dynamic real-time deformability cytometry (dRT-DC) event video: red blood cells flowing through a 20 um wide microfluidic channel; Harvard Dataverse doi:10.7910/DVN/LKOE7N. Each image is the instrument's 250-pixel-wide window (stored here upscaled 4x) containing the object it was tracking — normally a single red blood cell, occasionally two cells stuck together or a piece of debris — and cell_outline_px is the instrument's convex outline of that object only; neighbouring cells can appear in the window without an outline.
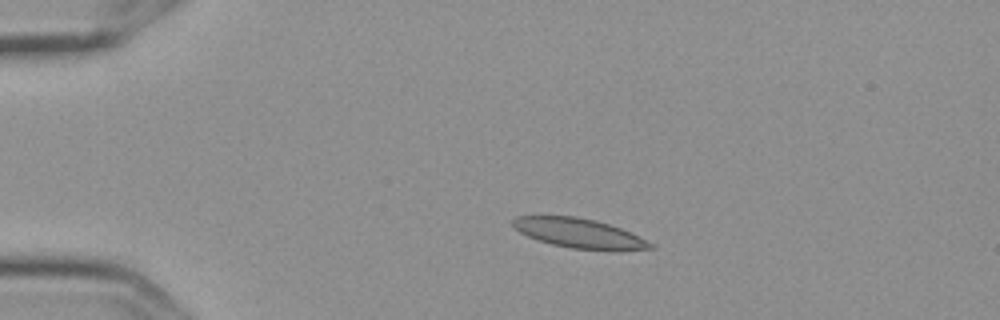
{"species": "Egyptian fruit bat (a non-hibernating species)", "species_latin": "Rousettus aegyptiacus", "temperature_condition": "cold", "stored_images_in_passage": 5, "camera_frame_rate_fps": 3000, "um_per_image_px": 0.085, "frame": {"image": 1, "passage_image": 3, "time_ms": 0.667, "image_size_px": [1000, 320], "cell_outline_px": [[656, 248], [620, 252], [612, 252], [572, 248], [552, 244], [528, 236], [520, 232], [512, 224], [512, 220], [516, 216], [576, 216], [596, 220], [620, 228], [656, 244]], "centroid_in_image_um": [49.33, 19.86], "position_along_channel_um": 35.7, "area_um2": 24.04}}
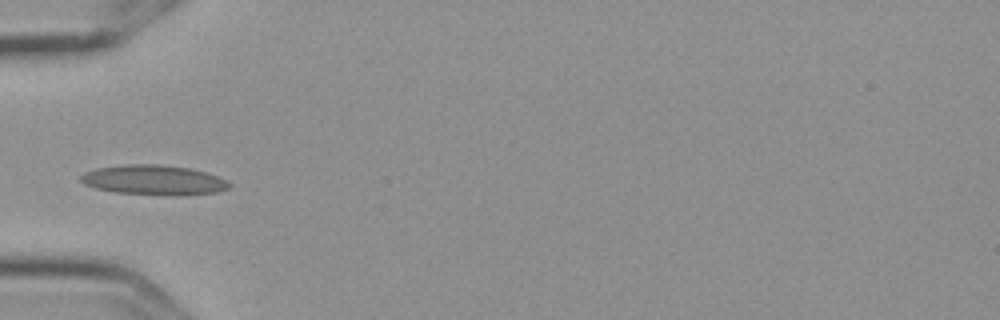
{"frame": {"image": 2, "passage_image": 5, "time_ms": 1.333, "image_size_px": [1000, 320], "cell_outline_px": [[232, 188], [216, 192], [180, 196], [172, 196], [116, 192], [96, 188], [84, 184], [80, 180], [80, 176], [84, 172], [96, 168], [124, 164], [156, 164], [188, 168], [204, 172], [228, 180], [232, 184]], "centroid_in_image_um": [13.09, 15.31], "position_along_channel_um": 71.9, "area_um2": 26.01}}